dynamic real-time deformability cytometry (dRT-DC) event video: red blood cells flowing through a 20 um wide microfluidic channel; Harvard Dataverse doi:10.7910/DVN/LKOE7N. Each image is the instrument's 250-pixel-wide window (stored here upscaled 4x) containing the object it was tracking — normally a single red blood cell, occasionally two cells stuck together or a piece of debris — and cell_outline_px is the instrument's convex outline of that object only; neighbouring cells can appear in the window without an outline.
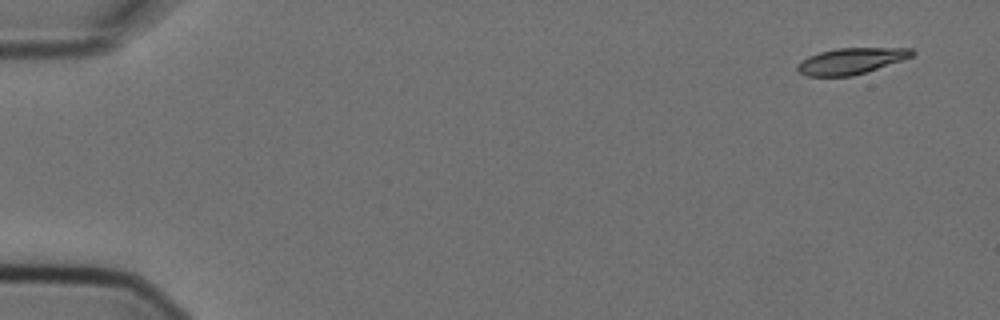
{"species": "Egyptian fruit bat (a non-hibernating species)", "species_latin": "Rousettus aegyptiacus", "temperature_condition": "cold", "stored_images_in_passage": 5, "camera_frame_rate_fps": 3000, "um_per_image_px": 0.085, "animal": {"sex": "female"}, "frame": {"image": 1, "passage_image": 1, "time_ms": 0.0, "image_size_px": [1000, 320], "cell_outline_px": [[916, 52], [912, 56], [852, 76], [804, 76], [796, 68], [796, 64], [800, 60], [808, 56], [820, 52], [836, 48], [912, 48]], "centroid_in_image_um": [72.27, 5.18], "position_along_channel_um": 12.7, "area_um2": 17.28}}
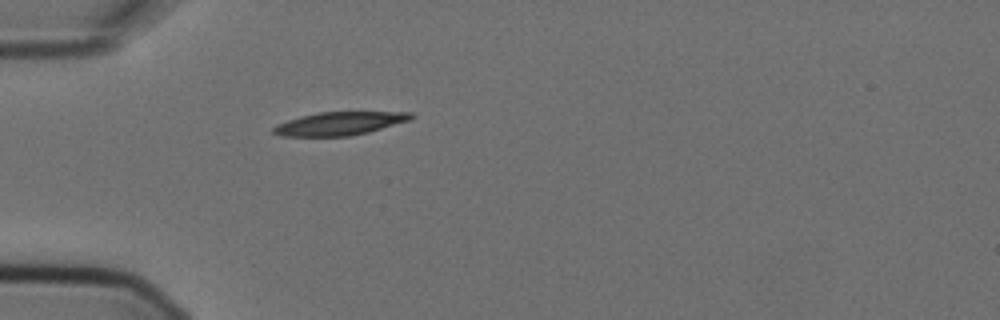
{"frame": {"image": 2, "passage_image": 5, "time_ms": 1.333, "image_size_px": [1000, 320], "cell_outline_px": [[416, 116], [412, 120], [368, 132], [348, 136], [284, 136], [272, 132], [272, 128], [276, 124], [300, 116], [320, 112], [412, 112]], "centroid_in_image_um": [28.9, 10.49], "position_along_channel_um": 56.1, "area_um2": 18.67}}